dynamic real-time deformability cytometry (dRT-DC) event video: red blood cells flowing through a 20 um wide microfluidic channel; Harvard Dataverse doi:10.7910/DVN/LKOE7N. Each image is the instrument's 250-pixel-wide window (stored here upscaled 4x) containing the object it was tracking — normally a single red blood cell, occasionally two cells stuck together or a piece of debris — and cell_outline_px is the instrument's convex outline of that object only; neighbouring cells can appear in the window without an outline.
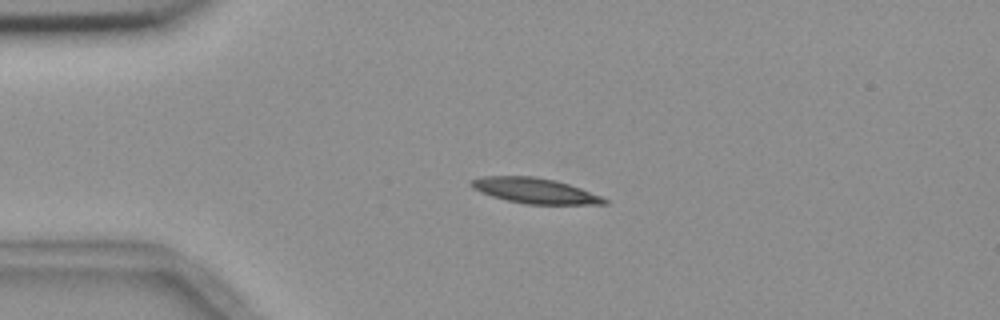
{"species": "common noctule bat (a hibernating species)", "species_latin": "Nyctalus noctula", "temperature_condition": "room temperature", "stored_images_in_passage": 3, "camera_frame_rate_fps": 3000, "um_per_image_px": 0.085, "animal": {"sex": "female", "body_mass_g": 18.4}, "frame": {"image": 1, "passage_image": 3, "time_ms": 2.667, "image_size_px": [1000, 320], "cell_outline_px": [[608, 204], [524, 204], [492, 196], [480, 192], [472, 188], [468, 184], [472, 180], [480, 176], [536, 176], [556, 180], [580, 188], [600, 196], [608, 200]], "centroid_in_image_um": [45.42, 16.2], "position_along_channel_um": 39.6, "area_um2": 19.65}}